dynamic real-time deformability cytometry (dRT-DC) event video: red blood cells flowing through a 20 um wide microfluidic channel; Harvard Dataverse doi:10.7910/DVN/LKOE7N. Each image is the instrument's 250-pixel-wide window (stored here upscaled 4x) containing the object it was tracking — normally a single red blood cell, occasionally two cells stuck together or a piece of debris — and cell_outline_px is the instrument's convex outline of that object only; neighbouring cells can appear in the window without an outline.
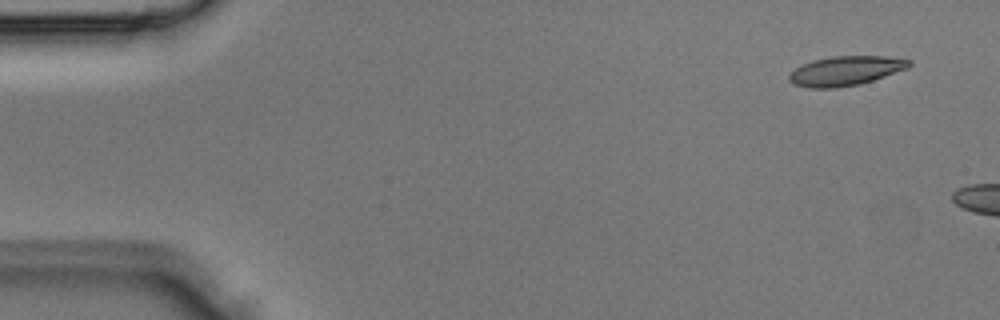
{"species": "Egyptian fruit bat (a non-hibernating species)", "species_latin": "Rousettus aegyptiacus", "temperature_condition": "room temperature", "stored_images_in_passage": 2, "camera_frame_rate_fps": 3000, "um_per_image_px": 0.085, "animal": {"sex": "male"}, "frame": {"image": 1, "passage_image": 1, "time_ms": 0.0, "image_size_px": [1000, 320], "cell_outline_px": [[912, 64], [908, 68], [860, 84], [836, 88], [808, 88], [792, 84], [788, 80], [788, 76], [796, 68], [812, 60], [832, 56], [888, 56], [912, 60]], "centroid_in_image_um": [71.87, 6.02], "position_along_channel_um": 13.1, "area_um2": 20.63}}